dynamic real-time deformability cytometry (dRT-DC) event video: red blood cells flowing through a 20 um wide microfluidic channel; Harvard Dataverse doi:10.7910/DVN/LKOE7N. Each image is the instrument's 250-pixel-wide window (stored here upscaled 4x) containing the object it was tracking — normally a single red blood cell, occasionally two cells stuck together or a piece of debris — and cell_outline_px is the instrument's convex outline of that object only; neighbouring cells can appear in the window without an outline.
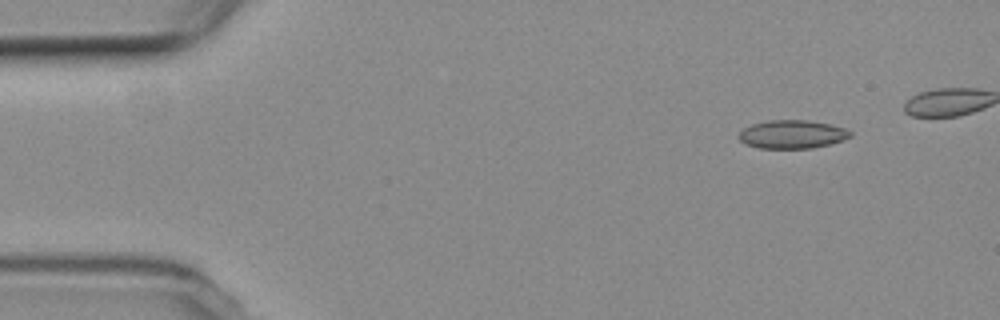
{"species": "common noctule bat (a hibernating species)", "species_latin": "Nyctalus noctula", "temperature_condition": "room temperature", "stored_images_in_passage": 6, "camera_frame_rate_fps": 3000, "um_per_image_px": 0.085, "animal": {"sex": "female", "body_mass_g": 19.3, "forearm_length_mm": 54.1}, "frame": {"image": 1, "passage_image": 2, "time_ms": 1.333, "image_size_px": [1000, 320], "cell_outline_px": [[852, 136], [828, 144], [812, 148], [760, 148], [744, 144], [736, 136], [744, 128], [752, 124], [768, 120], [808, 120], [828, 124], [844, 128], [852, 132]], "centroid_in_image_um": [67.28, 11.41], "position_along_channel_um": 17.7, "area_um2": 18.32}}